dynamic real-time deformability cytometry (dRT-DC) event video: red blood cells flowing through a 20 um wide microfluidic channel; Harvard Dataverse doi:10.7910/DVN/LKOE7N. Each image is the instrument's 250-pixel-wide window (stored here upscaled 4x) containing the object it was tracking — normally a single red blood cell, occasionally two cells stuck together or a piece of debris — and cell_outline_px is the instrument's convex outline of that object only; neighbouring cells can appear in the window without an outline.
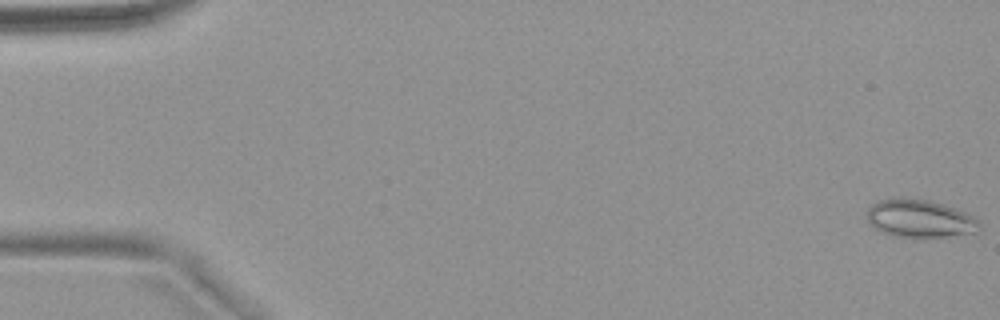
{"species": "common noctule bat (a hibernating species)", "species_latin": "Nyctalus noctula", "temperature_condition": "warm", "stored_images_in_passage": 54, "camera_frame_rate_fps": 3000, "um_per_image_px": 0.085, "animal": {"sex": "female", "body_mass_g": 18.4}, "frame": {"image": 1, "passage_image": 1, "time_ms": 0.0, "image_size_px": [1000, 320], "cell_outline_px": [[980, 232], [944, 236], [892, 236], [868, 224], [868, 208], [872, 204], [880, 200], [928, 200], [964, 212], [980, 220]], "centroid_in_image_um": [78.21, 18.61], "position_along_channel_um": 6.8, "area_um2": 23.87}}
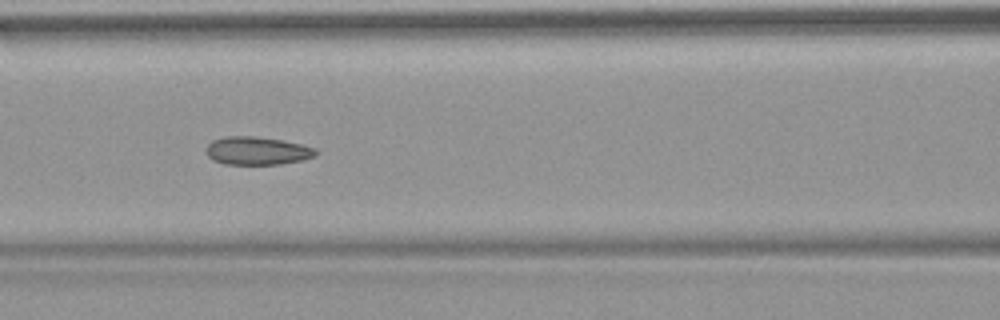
{"frame": {"image": 2, "passage_image": 24, "time_ms": 7.667, "image_size_px": [1000, 320], "cell_outline_px": [[316, 152], [312, 156], [304, 160], [280, 164], [224, 164], [212, 160], [208, 156], [204, 148], [212, 140], [224, 136], [256, 136], [284, 140], [316, 148]], "centroid_in_image_um": [21.81, 12.81], "position_along_channel_um": 144.8, "area_um2": 18.09}}
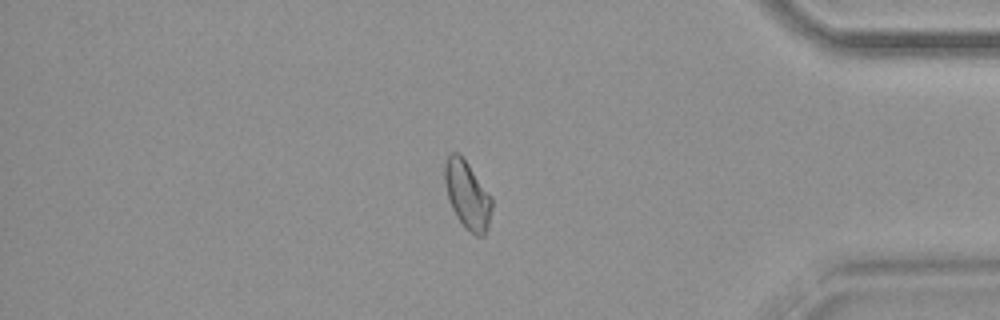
{"frame": {"image": 3, "passage_image": 46, "time_ms": 15.0, "image_size_px": [1000, 320], "cell_outline_px": [[492, 208], [488, 228], [484, 236], [476, 236], [464, 228], [456, 216], [452, 208], [448, 196], [444, 180], [444, 164], [448, 156], [452, 152], [456, 152], [468, 164], [492, 196]], "centroid_in_image_um": [39.74, 16.61], "position_along_channel_um": 395.5, "area_um2": 18.61}, "authors_computed_cell_mechanics": {"area_um2": 18.8139, "velocity_mm_per_s": 3.8145, "shape_relaxation_time_tau1_ms": null, "shape_relaxation_time_tau2_ms": 2.1345, "deformation_change_tau1": null, "deformation_change_tau2": 0.0654}}